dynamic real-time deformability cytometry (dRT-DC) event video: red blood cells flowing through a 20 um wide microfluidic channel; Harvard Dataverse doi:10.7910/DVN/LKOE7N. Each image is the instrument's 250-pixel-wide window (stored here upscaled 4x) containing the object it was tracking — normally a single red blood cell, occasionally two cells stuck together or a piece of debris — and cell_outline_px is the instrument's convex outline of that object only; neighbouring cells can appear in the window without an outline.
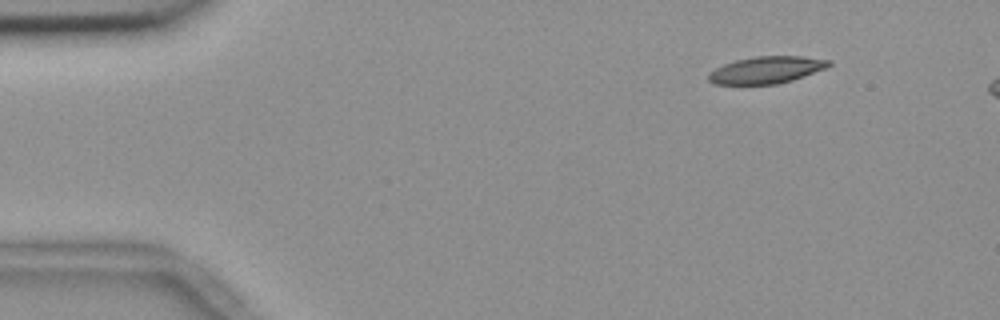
{"species": "common noctule bat (a hibernating species)", "species_latin": "Nyctalus noctula", "temperature_condition": "room temperature", "stored_images_in_passage": 4, "camera_frame_rate_fps": 3000, "um_per_image_px": 0.085, "animal": {"sex": "female", "body_mass_g": 18.4}, "frame": {"image": 1, "passage_image": 1, "time_ms": 0.0, "image_size_px": [1000, 320], "cell_outline_px": [[832, 64], [828, 68], [792, 80], [776, 84], [716, 84], [708, 80], [708, 72], [724, 64], [736, 60], [756, 56], [804, 56], [832, 60]], "centroid_in_image_um": [65.19, 5.93], "position_along_channel_um": 19.8, "area_um2": 19.02}}